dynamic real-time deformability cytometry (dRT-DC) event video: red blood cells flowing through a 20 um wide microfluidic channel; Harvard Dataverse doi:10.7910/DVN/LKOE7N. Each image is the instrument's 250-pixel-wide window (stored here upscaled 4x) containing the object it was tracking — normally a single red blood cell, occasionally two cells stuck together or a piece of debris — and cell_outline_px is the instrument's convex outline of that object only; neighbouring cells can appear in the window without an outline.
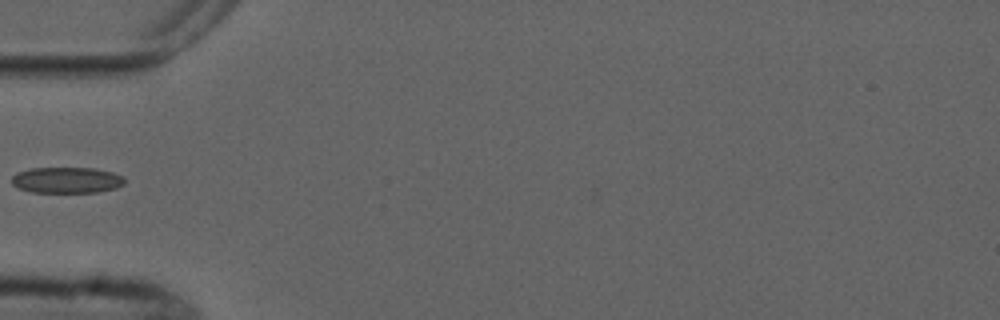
{"species": "common noctule bat (a hibernating species)", "species_latin": "Nyctalus noctula", "temperature_condition": "cold", "stored_images_in_passage": 1, "camera_frame_rate_fps": 3000, "um_per_image_px": 0.085, "animal": {"sex": "male", "forearm_length_mm": 52.5}, "frame": {"image": 1, "passage_image": 1, "time_ms": 0.0, "image_size_px": [1000, 320], "cell_outline_px": [[124, 184], [116, 188], [96, 192], [32, 192], [20, 188], [12, 184], [12, 176], [16, 172], [32, 168], [96, 168], [112, 172], [124, 176]], "centroid_in_image_um": [5.68, 15.3], "position_along_channel_um": 79.3, "area_um2": 17.11}}